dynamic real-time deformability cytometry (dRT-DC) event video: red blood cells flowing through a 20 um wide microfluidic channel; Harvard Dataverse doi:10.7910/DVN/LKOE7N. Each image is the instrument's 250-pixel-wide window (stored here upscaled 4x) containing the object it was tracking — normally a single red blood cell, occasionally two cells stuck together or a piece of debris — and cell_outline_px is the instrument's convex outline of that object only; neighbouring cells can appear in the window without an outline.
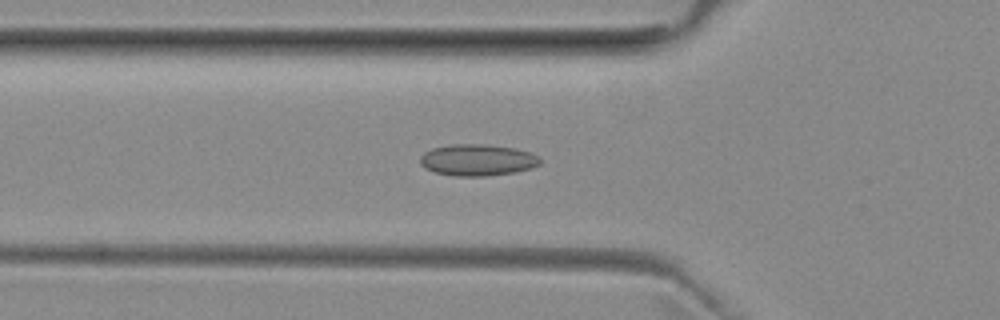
{"species": "common noctule bat (a hibernating species)", "species_latin": "Nyctalus noctula", "temperature_condition": "room temperature", "stored_images_in_passage": 52, "camera_frame_rate_fps": 3000, "um_per_image_px": 0.085, "animal": {"sex": "female", "body_mass_g": 29.2, "forearm_length_mm": 56.3}, "frame": {"image": 1, "passage_image": 18, "time_ms": 5.667, "image_size_px": [1000, 320], "cell_outline_px": [[540, 164], [532, 168], [516, 172], [488, 176], [452, 176], [436, 172], [424, 168], [420, 164], [420, 156], [424, 152], [432, 148], [452, 144], [488, 144], [516, 148], [528, 152], [536, 156], [540, 160]], "centroid_in_image_um": [40.56, 13.6], "position_along_channel_um": 85.2, "area_um2": 22.2}}
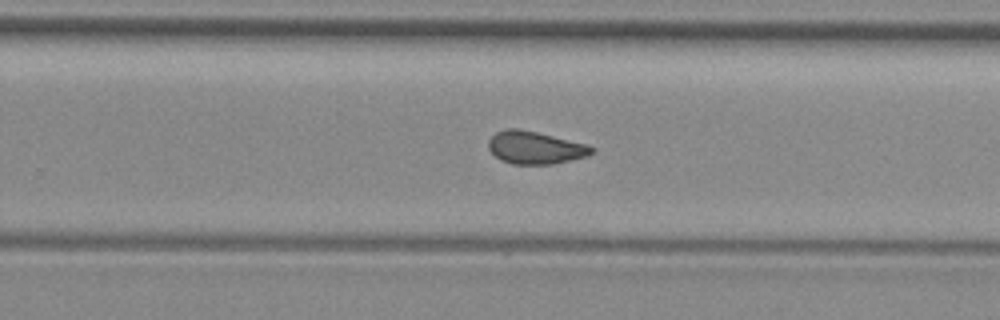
{"frame": {"image": 2, "passage_image": 33, "time_ms": 10.667, "image_size_px": [1000, 320], "cell_outline_px": [[596, 152], [588, 156], [572, 160], [552, 164], [512, 164], [500, 160], [488, 148], [488, 140], [496, 132], [508, 128], [520, 128], [584, 144], [596, 148]], "centroid_in_image_um": [45.49, 12.56], "position_along_channel_um": 284.3, "area_um2": 19.59}}
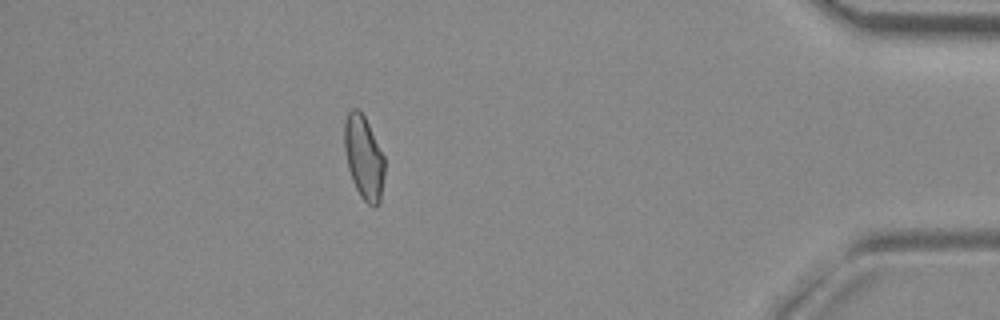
{"frame": {"image": 3, "passage_image": 46, "time_ms": 15.0, "image_size_px": [1000, 320], "cell_outline_px": [[384, 176], [380, 204], [372, 208], [360, 196], [352, 180], [348, 168], [344, 148], [344, 124], [348, 112], [352, 108], [356, 108], [364, 116], [384, 156]], "centroid_in_image_um": [30.92, 13.43], "position_along_channel_um": 404.3, "area_um2": 19.54}, "authors_computed_cell_mechanics": {"area_um2": 19.9699, "velocity_mm_per_s": 3.977, "shape_relaxation_time_tau1_ms": null, "shape_relaxation_time_tau2_ms": 2.3064, "deformation_change_tau1": null, "deformation_change_tau2": 0.0907}}